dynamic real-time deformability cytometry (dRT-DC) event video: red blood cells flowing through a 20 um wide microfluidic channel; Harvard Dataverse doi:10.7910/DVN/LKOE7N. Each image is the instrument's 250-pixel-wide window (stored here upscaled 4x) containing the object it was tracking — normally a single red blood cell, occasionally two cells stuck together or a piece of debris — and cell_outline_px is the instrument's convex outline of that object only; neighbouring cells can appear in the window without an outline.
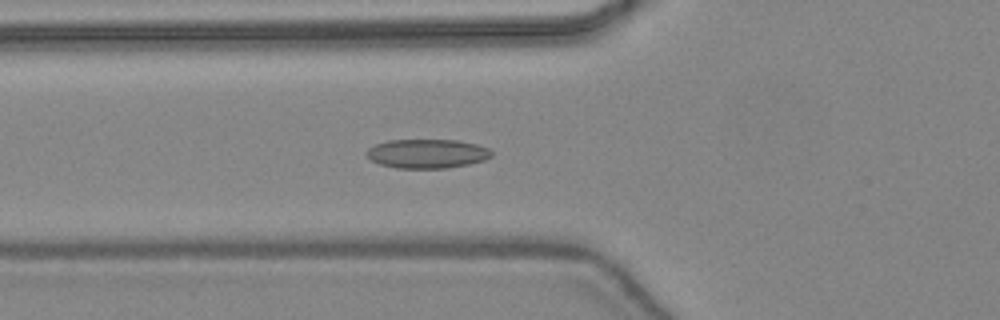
{"species": "common noctule bat (a hibernating species)", "species_latin": "Nyctalus noctula", "temperature_condition": "warm", "stored_images_in_passage": 29, "camera_frame_rate_fps": 3000, "um_per_image_px": 0.085, "animal": {"sex": "female", "body_mass_g": 24.6, "forearm_length_mm": 56.2}, "frame": {"image": 1, "passage_image": 3, "time_ms": 0.667, "image_size_px": [1000, 320], "cell_outline_px": [[492, 156], [484, 160], [468, 164], [448, 168], [396, 168], [380, 164], [372, 160], [364, 152], [368, 148], [376, 144], [388, 140], [460, 140], [476, 144], [488, 148], [492, 152]], "centroid_in_image_um": [36.3, 13.05], "position_along_channel_um": 89.5, "area_um2": 21.21}}
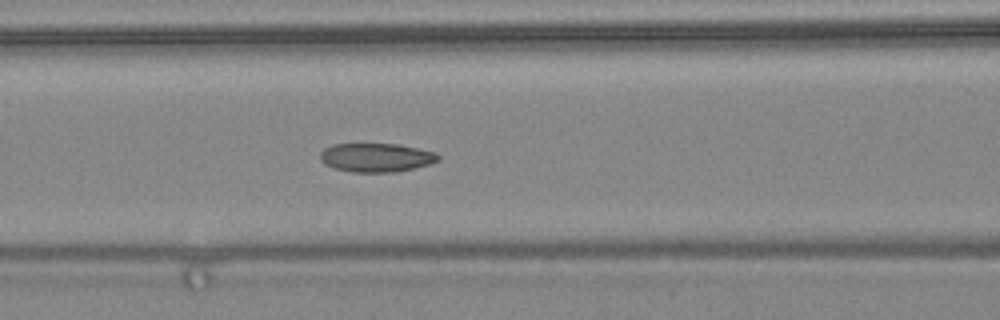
{"frame": {"image": 2, "passage_image": 6, "time_ms": 1.667, "image_size_px": [1000, 320], "cell_outline_px": [[440, 160], [432, 164], [396, 172], [352, 172], [332, 168], [324, 164], [320, 160], [320, 152], [324, 148], [332, 144], [396, 144], [420, 148], [436, 152], [440, 156]], "centroid_in_image_um": [31.99, 13.39], "position_along_channel_um": 134.6, "area_um2": 20.11}}
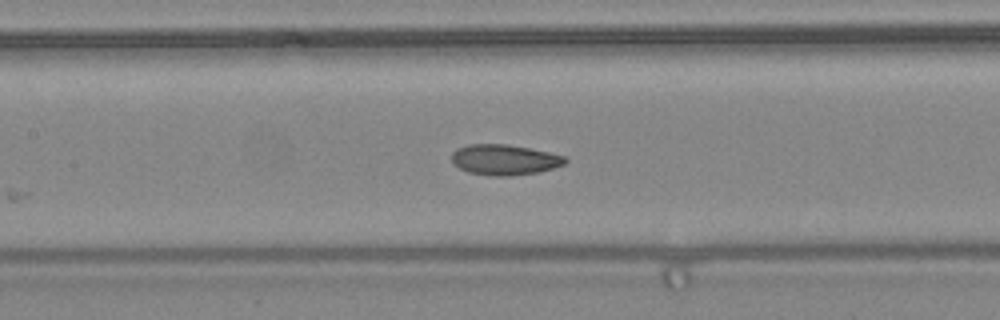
{"frame": {"image": 3, "passage_image": 8, "time_ms": 2.333, "image_size_px": [1000, 320], "cell_outline_px": [[568, 160], [564, 164], [552, 168], [536, 172], [512, 176], [492, 176], [468, 172], [452, 164], [452, 152], [456, 148], [468, 144], [508, 144], [548, 152], [564, 156]], "centroid_in_image_um": [42.83, 13.57], "position_along_channel_um": 164.6, "area_um2": 20.17}}